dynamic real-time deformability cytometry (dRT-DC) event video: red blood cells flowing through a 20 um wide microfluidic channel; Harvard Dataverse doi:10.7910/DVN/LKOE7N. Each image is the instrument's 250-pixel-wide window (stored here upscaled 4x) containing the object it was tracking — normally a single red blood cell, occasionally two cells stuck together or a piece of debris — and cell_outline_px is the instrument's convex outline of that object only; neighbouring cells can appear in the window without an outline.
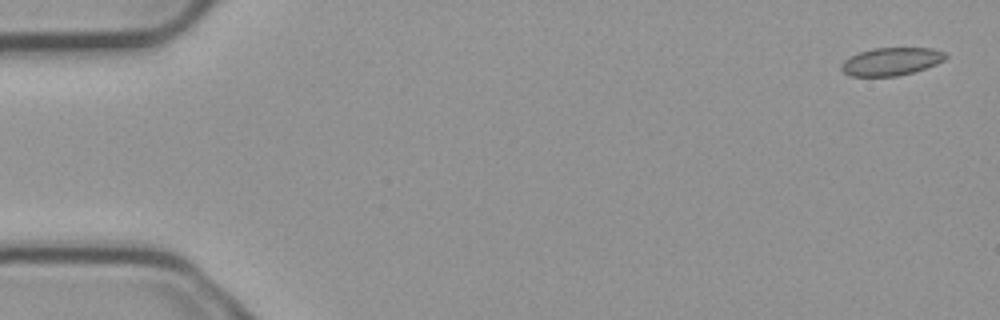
{"species": "common noctule bat (a hibernating species)", "species_latin": "Nyctalus noctula", "temperature_condition": "cold", "stored_images_in_passage": 6, "camera_frame_rate_fps": 3000, "um_per_image_px": 0.085, "animal": {"sex": "male", "body_mass_g": 23.1, "forearm_length_mm": 52.7}, "frame": {"image": 1, "passage_image": 1, "time_ms": 0.0, "image_size_px": [1000, 320], "cell_outline_px": [[948, 56], [944, 60], [936, 64], [912, 72], [896, 76], [852, 76], [844, 72], [840, 68], [840, 64], [848, 56], [872, 48], [932, 48], [944, 52]], "centroid_in_image_um": [75.72, 5.22], "position_along_channel_um": 9.3, "area_um2": 16.88}}
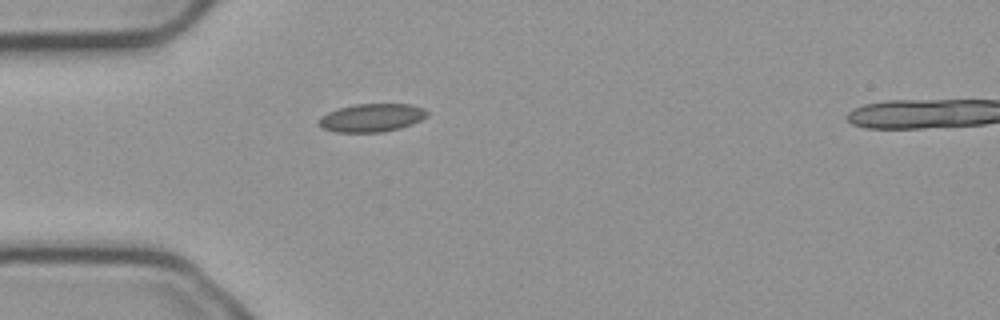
{"frame": {"image": 2, "passage_image": 5, "time_ms": 1.333, "image_size_px": [1000, 320], "cell_outline_px": [[428, 116], [412, 124], [400, 128], [380, 132], [336, 132], [324, 128], [316, 124], [316, 120], [320, 116], [328, 112], [352, 104], [412, 104], [424, 108], [428, 112]], "centroid_in_image_um": [31.58, 10.0], "position_along_channel_um": 53.4, "area_um2": 17.92}}